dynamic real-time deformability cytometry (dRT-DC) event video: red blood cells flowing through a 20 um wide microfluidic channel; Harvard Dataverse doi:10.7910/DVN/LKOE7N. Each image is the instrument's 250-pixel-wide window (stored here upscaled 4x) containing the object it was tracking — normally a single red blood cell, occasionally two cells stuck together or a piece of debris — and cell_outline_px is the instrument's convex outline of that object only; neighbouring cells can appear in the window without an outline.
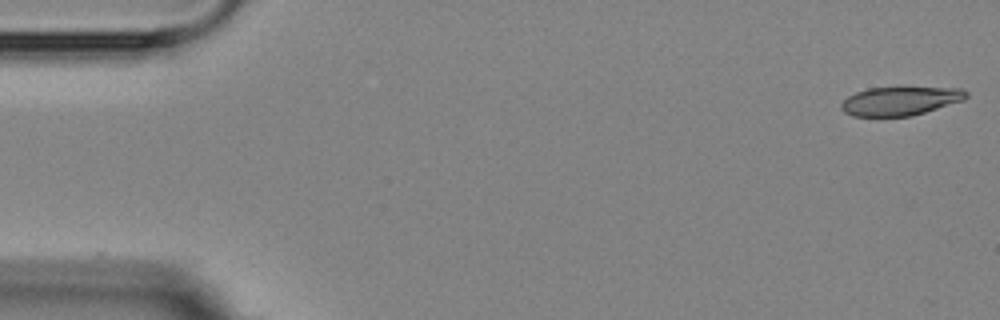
{"species": "Egyptian fruit bat (a non-hibernating species)", "species_latin": "Rousettus aegyptiacus", "temperature_condition": "room temperature", "stored_images_in_passage": 6, "camera_frame_rate_fps": 3000, "um_per_image_px": 0.085, "animal": {"sex": "female"}, "frame": {"image": 1, "passage_image": 1, "time_ms": 0.0, "image_size_px": [1000, 320], "cell_outline_px": [[968, 96], [964, 100], [912, 116], [852, 116], [844, 112], [840, 108], [840, 104], [848, 96], [856, 92], [868, 88], [960, 88], [968, 92]], "centroid_in_image_um": [76.5, 8.59], "position_along_channel_um": 8.5, "area_um2": 20.75}}
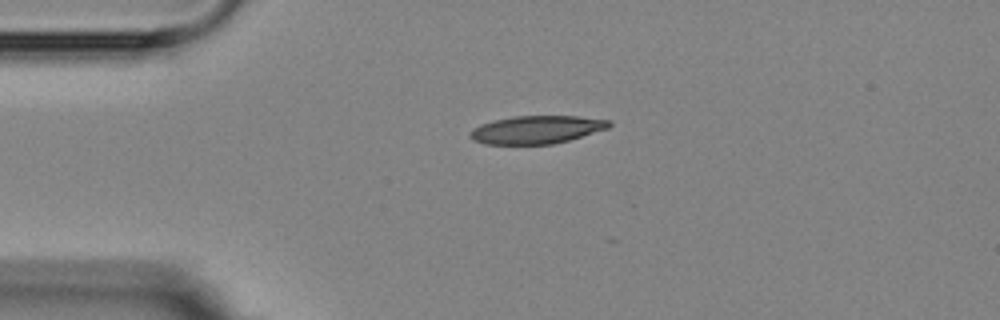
{"frame": {"image": 2, "passage_image": 4, "time_ms": 3.667, "image_size_px": [1000, 320], "cell_outline_px": [[612, 124], [608, 128], [568, 140], [552, 144], [484, 144], [472, 140], [468, 136], [472, 128], [480, 124], [492, 120], [512, 116], [576, 116], [608, 120]], "centroid_in_image_um": [45.53, 11.02], "position_along_channel_um": 39.5, "area_um2": 22.66}}